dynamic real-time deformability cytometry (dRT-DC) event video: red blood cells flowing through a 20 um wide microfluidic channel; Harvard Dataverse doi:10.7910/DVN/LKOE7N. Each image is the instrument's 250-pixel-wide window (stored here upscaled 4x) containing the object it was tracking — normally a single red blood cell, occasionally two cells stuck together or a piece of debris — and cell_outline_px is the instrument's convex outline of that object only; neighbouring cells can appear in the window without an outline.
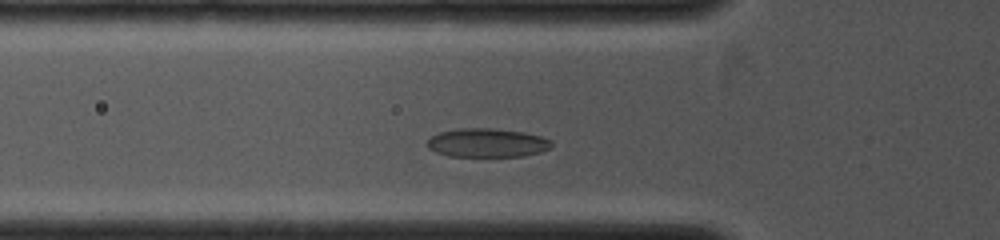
{"species": "common noctule bat (a hibernating species)", "species_latin": "Nyctalus noctula", "temperature_condition": "cold", "stored_images_in_passage": 10, "camera_frame_rate_fps": 4000, "um_per_image_px": 0.085, "animal": {"sex": "female", "body_mass_g": 19.0, "forearm_length_mm": 53.3}, "frame": {"image": 1, "passage_image": 4, "time_ms": 1.75, "image_size_px": [1000, 240], "cell_outline_px": [[552, 148], [540, 152], [524, 156], [448, 156], [436, 152], [428, 148], [424, 144], [432, 136], [440, 132], [456, 128], [492, 128], [524, 132], [540, 136], [552, 140]], "centroid_in_image_um": [41.4, 12.14], "position_along_channel_um": 84.4, "area_um2": 21.04}}
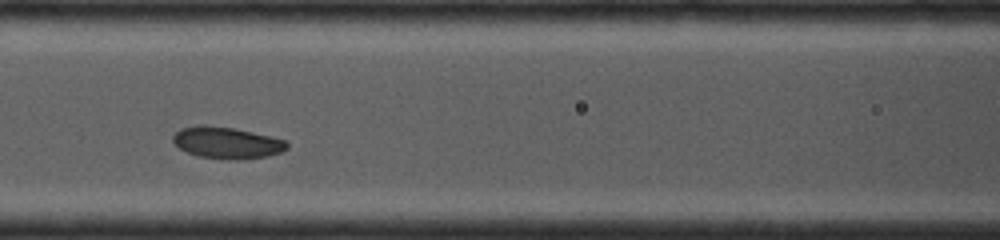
{"frame": {"image": 2, "passage_image": 6, "time_ms": 3.0, "image_size_px": [1000, 240], "cell_outline_px": [[288, 148], [280, 152], [268, 156], [236, 160], [228, 160], [196, 156], [180, 148], [172, 140], [172, 136], [180, 128], [200, 124], [232, 128], [252, 132], [284, 140], [288, 144]], "centroid_in_image_um": [19.24, 12.14], "position_along_channel_um": 147.4, "area_um2": 20.92}}
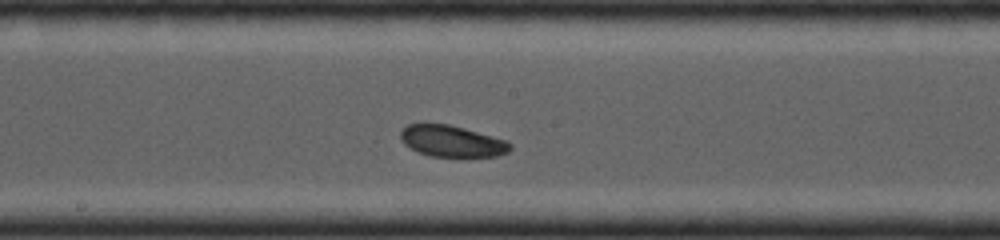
{"frame": {"image": 3, "passage_image": 9, "time_ms": 4.25, "image_size_px": [1000, 240], "cell_outline_px": [[512, 148], [508, 152], [496, 156], [432, 156], [416, 152], [404, 144], [400, 140], [400, 132], [408, 124], [448, 124], [464, 128], [508, 140], [512, 144]], "centroid_in_image_um": [38.42, 12.0], "position_along_channel_um": 209.8, "area_um2": 20.06}}